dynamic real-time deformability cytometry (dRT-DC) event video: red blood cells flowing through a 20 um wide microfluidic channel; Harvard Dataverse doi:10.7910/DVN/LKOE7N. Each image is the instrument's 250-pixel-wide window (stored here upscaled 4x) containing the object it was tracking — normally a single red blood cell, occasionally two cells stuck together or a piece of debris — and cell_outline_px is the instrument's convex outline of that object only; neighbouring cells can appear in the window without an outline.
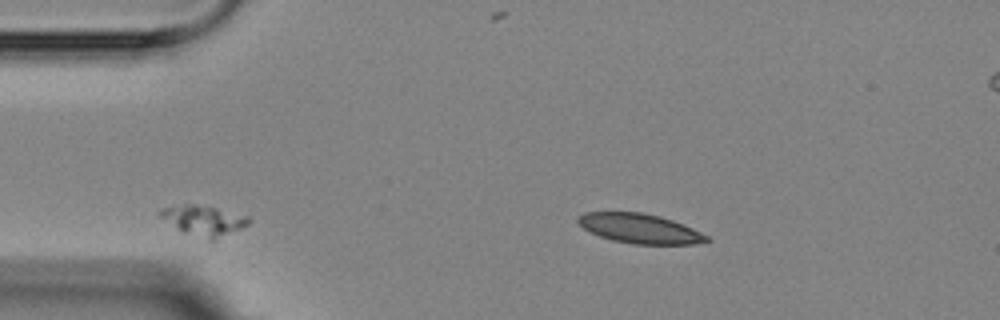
{"species": "Egyptian fruit bat (a non-hibernating species)", "species_latin": "Rousettus aegyptiacus", "temperature_condition": "room temperature", "stored_images_in_passage": 4, "camera_frame_rate_fps": 3000, "um_per_image_px": 0.085, "animal": {"sex": "female"}, "frame": {"image": 1, "passage_image": 2, "time_ms": 1.333, "image_size_px": [1000, 320], "cell_outline_px": [[712, 240], [696, 244], [632, 244], [612, 240], [600, 236], [584, 228], [576, 220], [584, 212], [640, 212], [660, 216], [684, 224], [708, 236]], "centroid_in_image_um": [54.41, 19.43], "position_along_channel_um": 30.6, "area_um2": 22.08}}